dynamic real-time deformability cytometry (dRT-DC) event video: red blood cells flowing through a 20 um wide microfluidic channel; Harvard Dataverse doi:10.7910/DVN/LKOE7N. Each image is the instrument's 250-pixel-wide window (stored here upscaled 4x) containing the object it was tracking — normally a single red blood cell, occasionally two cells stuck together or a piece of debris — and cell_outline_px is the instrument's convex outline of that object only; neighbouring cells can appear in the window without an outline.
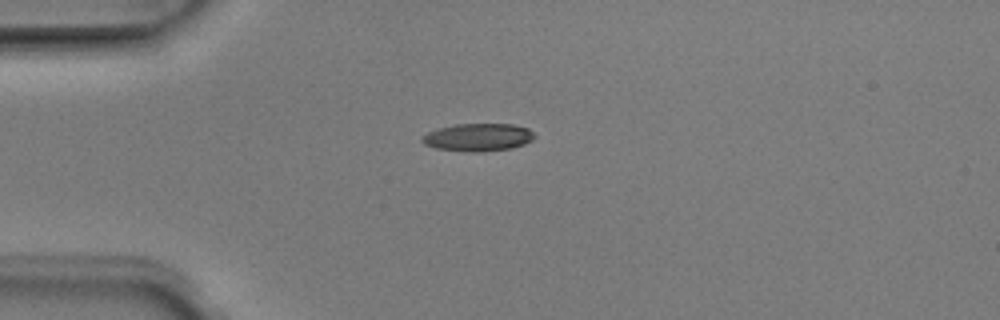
{"species": "Egyptian fruit bat (a non-hibernating species)", "species_latin": "Rousettus aegyptiacus", "temperature_condition": "room temperature", "stored_images_in_passage": 4, "camera_frame_rate_fps": 3000, "um_per_image_px": 0.085, "animal": {"sex": "male"}, "frame": {"image": 1, "passage_image": 1, "time_ms": 0.0, "image_size_px": [1000, 320], "cell_outline_px": [[536, 136], [532, 140], [524, 144], [512, 148], [476, 152], [472, 152], [436, 148], [424, 144], [420, 140], [420, 136], [428, 132], [440, 128], [456, 124], [512, 124], [528, 128]], "centroid_in_image_um": [40.63, 11.66], "position_along_channel_um": 44.4, "area_um2": 18.09}}
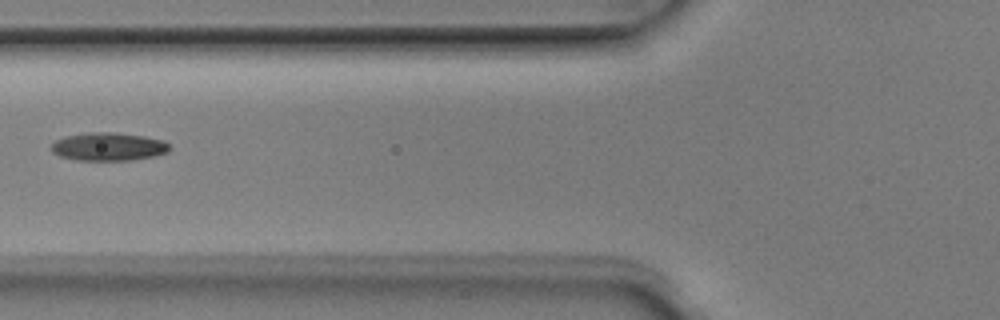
{"frame": {"image": 2, "passage_image": 3, "time_ms": 0.667, "image_size_px": [1000, 320], "cell_outline_px": [[168, 152], [152, 156], [128, 160], [76, 160], [60, 156], [52, 152], [52, 144], [56, 140], [68, 136], [92, 132], [116, 132], [144, 136], [164, 140], [168, 144]], "centroid_in_image_um": [9.22, 12.46], "position_along_channel_um": 116.6, "area_um2": 19.13}}
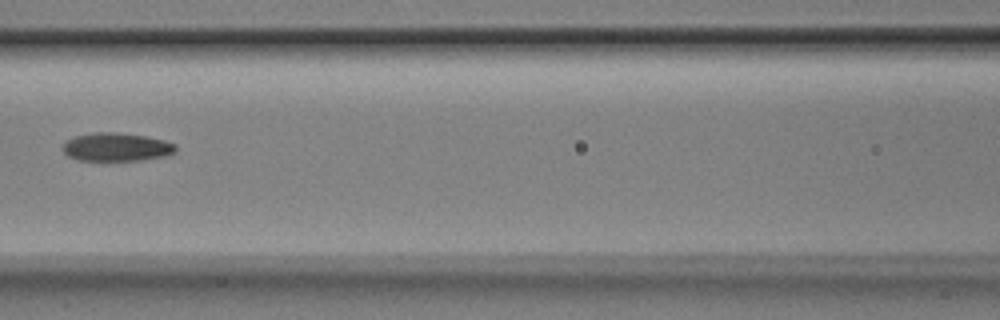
{"frame": {"image": 3, "passage_image": 4, "time_ms": 1.0, "image_size_px": [1000, 320], "cell_outline_px": [[176, 152], [168, 156], [144, 160], [104, 164], [80, 160], [68, 156], [64, 152], [64, 144], [68, 140], [76, 136], [92, 132], [116, 132], [144, 136], [164, 140], [176, 144]], "centroid_in_image_um": [9.93, 12.56], "position_along_channel_um": 156.7, "area_um2": 19.54}}